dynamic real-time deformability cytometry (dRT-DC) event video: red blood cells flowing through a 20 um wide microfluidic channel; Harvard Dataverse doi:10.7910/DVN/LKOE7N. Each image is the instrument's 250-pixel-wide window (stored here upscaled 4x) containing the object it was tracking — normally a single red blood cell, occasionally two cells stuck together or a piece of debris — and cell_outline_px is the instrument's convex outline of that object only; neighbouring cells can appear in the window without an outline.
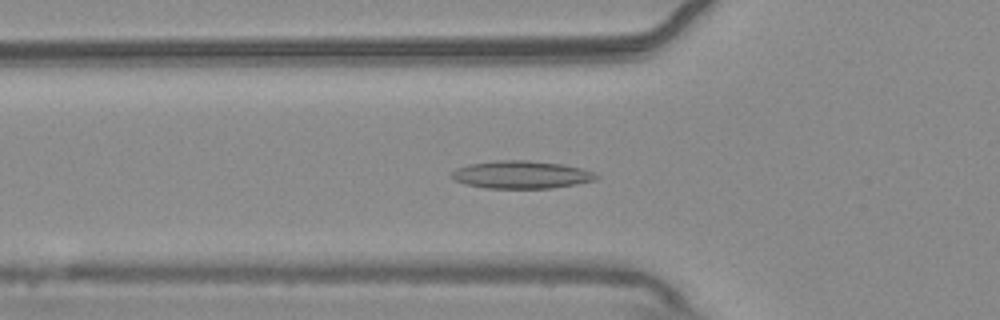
{"species": "common noctule bat (a hibernating species)", "species_latin": "Nyctalus noctula", "temperature_condition": "warm", "stored_images_in_passage": 48, "camera_frame_rate_fps": 3000, "um_per_image_px": 0.085, "animal": {"sex": "male", "body_mass_g": 20.4}, "frame": {"image": 1, "passage_image": 19, "time_ms": 6.0, "image_size_px": [1000, 320], "cell_outline_px": [[600, 176], [596, 180], [576, 184], [552, 188], [484, 188], [464, 184], [456, 180], [452, 176], [452, 172], [456, 168], [468, 164], [496, 160], [528, 160], [564, 164], [580, 168], [592, 172]], "centroid_in_image_um": [44.31, 14.84], "position_along_channel_um": 81.5, "area_um2": 23.41}}
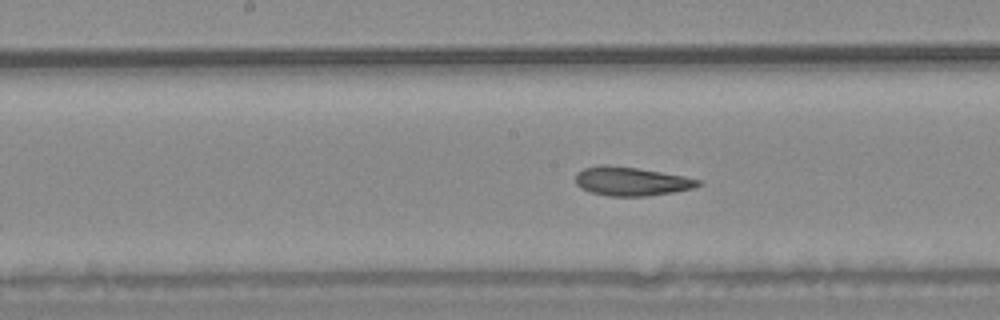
{"frame": {"image": 2, "passage_image": 28, "time_ms": 9.0, "image_size_px": [1000, 320], "cell_outline_px": [[700, 184], [692, 188], [672, 192], [648, 196], [608, 196], [592, 192], [580, 188], [576, 184], [576, 172], [584, 168], [600, 164], [604, 164], [636, 168], [684, 176], [700, 180]], "centroid_in_image_um": [53.6, 15.41], "position_along_channel_um": 194.6, "area_um2": 20.4}}
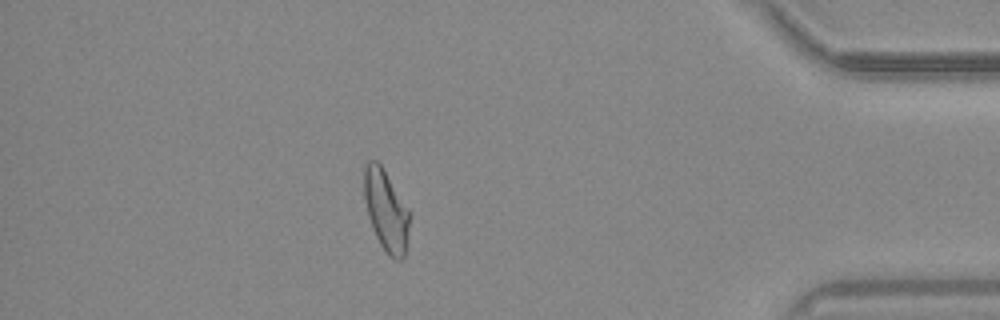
{"frame": {"image": 3, "passage_image": 48, "time_ms": 15.667, "image_size_px": [1000, 320], "cell_outline_px": [[408, 228], [404, 256], [400, 260], [392, 260], [388, 256], [380, 244], [372, 228], [368, 216], [364, 196], [364, 164], [368, 160], [376, 160], [380, 164], [408, 208]], "centroid_in_image_um": [32.78, 17.89], "position_along_channel_um": 402.4, "area_um2": 21.15}, "authors_computed_cell_mechanics": {"area_um2": 21.5594, "velocity_mm_per_s": 3.7384, "shape_relaxation_time_tau1_ms": 7.8913, "shape_relaxation_time_tau2_ms": 1.9325, "deformation_change_tau1": 0.2016, "deformation_change_tau2": 0.1055}}